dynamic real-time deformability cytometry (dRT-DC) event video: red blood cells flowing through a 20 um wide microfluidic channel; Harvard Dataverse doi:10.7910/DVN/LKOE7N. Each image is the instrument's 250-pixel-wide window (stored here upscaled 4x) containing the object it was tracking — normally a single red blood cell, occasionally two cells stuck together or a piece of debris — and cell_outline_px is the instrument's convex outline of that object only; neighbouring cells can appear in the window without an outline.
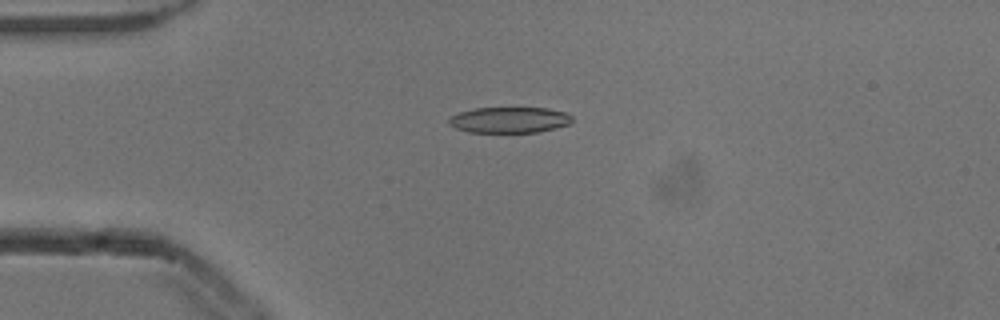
{"species": "common noctule bat (a hibernating species)", "species_latin": "Nyctalus noctula", "temperature_condition": "cold", "stored_images_in_passage": 52, "camera_frame_rate_fps": 3000, "um_per_image_px": 0.085, "animal": {"sex": "male", "body_mass_g": 13.3}, "frame": {"image": 1, "passage_image": 12, "time_ms": 3.667, "image_size_px": [1000, 320], "cell_outline_px": [[572, 120], [568, 124], [556, 128], [536, 132], [468, 132], [456, 128], [448, 124], [448, 120], [452, 116], [460, 112], [472, 108], [548, 108], [564, 112], [572, 116]], "centroid_in_image_um": [43.28, 10.19], "position_along_channel_um": 41.7, "area_um2": 18.5}}
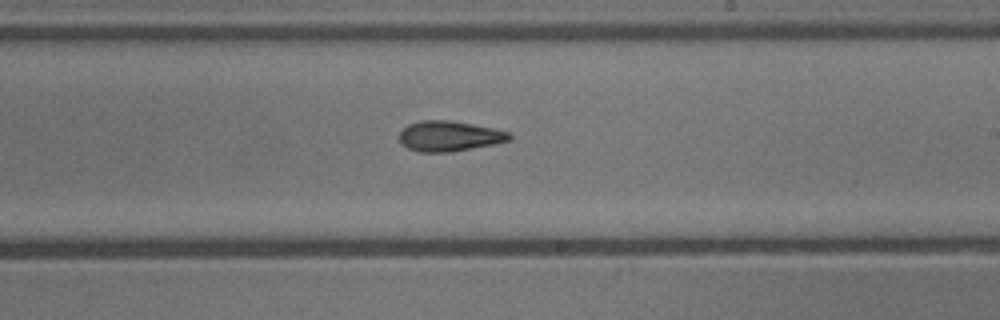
{"frame": {"image": 2, "passage_image": 30, "time_ms": 9.667, "image_size_px": [1000, 320], "cell_outline_px": [[512, 140], [496, 144], [452, 152], [416, 152], [400, 144], [400, 132], [408, 124], [420, 120], [452, 120], [492, 128], [508, 132], [512, 136]], "centroid_in_image_um": [38.19, 11.58], "position_along_channel_um": 250.8, "area_um2": 19.65}}
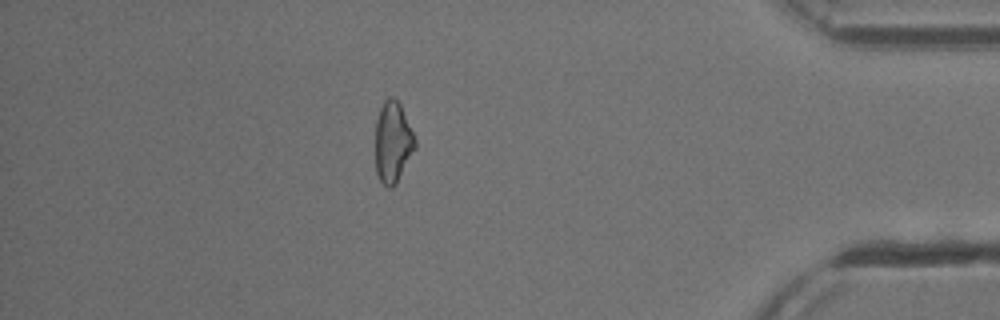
{"frame": {"image": 3, "passage_image": 45, "time_ms": 14.667, "image_size_px": [1000, 320], "cell_outline_px": [[416, 148], [396, 184], [392, 188], [388, 188], [380, 180], [376, 172], [376, 120], [380, 108], [384, 100], [388, 96], [392, 96], [400, 104], [416, 140]], "centroid_in_image_um": [33.39, 12.09], "position_along_channel_um": 401.8, "area_um2": 18.73}, "authors_computed_cell_mechanics": {"area_um2": 19.4208, "velocity_mm_per_s": 3.8839, "shape_relaxation_time_tau1_ms": 10.0374, "shape_relaxation_time_tau2_ms": 1.424, "deformation_change_tau1": 0.2492, "deformation_change_tau2": 0.0893}}